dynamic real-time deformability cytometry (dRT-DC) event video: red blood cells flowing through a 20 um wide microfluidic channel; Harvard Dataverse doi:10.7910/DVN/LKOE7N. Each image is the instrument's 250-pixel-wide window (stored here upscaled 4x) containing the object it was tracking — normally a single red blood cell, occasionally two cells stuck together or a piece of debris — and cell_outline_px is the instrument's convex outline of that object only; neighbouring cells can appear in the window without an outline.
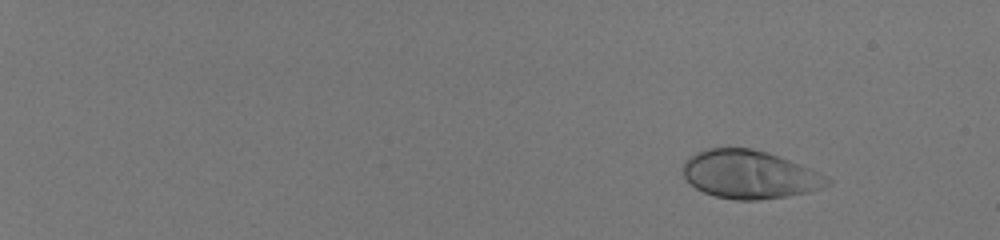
{"species": "human", "species_latin": "Homo sapiens", "temperature_condition": "room temperature", "stored_images_in_passage": 50, "camera_frame_rate_fps": 3000, "um_per_image_px": 0.085, "donor": {"sex": "male"}, "frame": {"image": 1, "passage_image": 1, "time_ms": 0.0, "image_size_px": [1000, 240], "cell_outline_px": [[832, 184], [808, 192], [788, 196], [756, 200], [736, 200], [716, 196], [704, 192], [696, 188], [684, 176], [684, 160], [688, 156], [696, 152], [708, 148], [752, 148], [768, 152], [800, 164], [832, 180]], "centroid_in_image_um": [63.7, 14.83], "position_along_channel_um": 21.3, "area_um2": 40.34}}
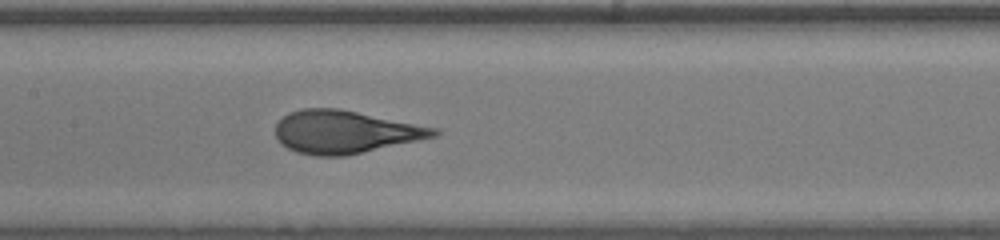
{"frame": {"image": 2, "passage_image": 28, "time_ms": 9.0, "image_size_px": [1000, 240], "cell_outline_px": [[440, 132], [436, 136], [344, 156], [316, 156], [296, 152], [280, 144], [276, 136], [276, 124], [288, 112], [300, 108], [340, 108], [440, 128]], "centroid_in_image_um": [29.32, 11.2], "position_along_channel_um": 178.1, "area_um2": 39.65}}
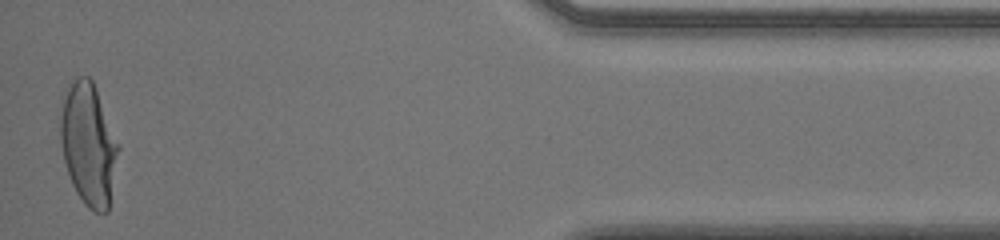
{"frame": {"image": 3, "passage_image": 50, "time_ms": 16.333, "image_size_px": [1000, 240], "cell_outline_px": [[120, 148], [108, 212], [92, 212], [84, 204], [76, 192], [72, 184], [64, 160], [60, 140], [60, 96], [72, 80], [76, 76], [88, 76], [92, 80], [120, 144]], "centroid_in_image_um": [7.51, 12.23], "position_along_channel_um": 427.7, "area_um2": 41.91}, "authors_computed_cell_mechanics": {"area_um2": 39.593, "velocity_mm_per_s": 4.0598, "shape_relaxation_time_tau1_ms": 3.8205, "shape_relaxation_time_tau2_ms": null, "deformation_change_tau1": 0.2216, "deformation_change_tau2": null}}